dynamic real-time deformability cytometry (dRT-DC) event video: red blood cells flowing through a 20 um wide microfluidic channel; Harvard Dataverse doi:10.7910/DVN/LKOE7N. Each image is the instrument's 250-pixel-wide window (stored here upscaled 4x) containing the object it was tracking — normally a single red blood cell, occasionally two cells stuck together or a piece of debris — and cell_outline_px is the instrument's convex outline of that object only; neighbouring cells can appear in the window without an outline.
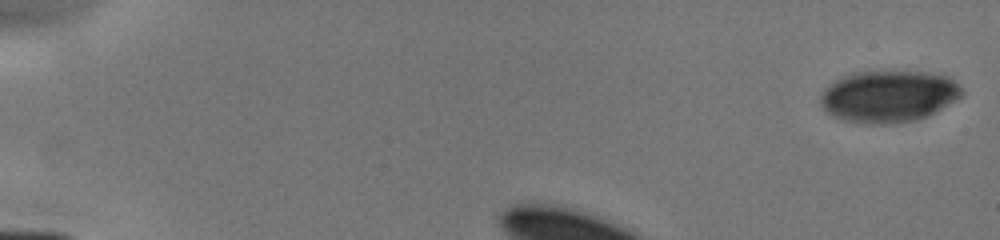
{"species": "human", "species_latin": "Homo sapiens", "temperature_condition": "cold", "stored_images_in_passage": 6, "camera_frame_rate_fps": 3000, "um_per_image_px": 0.085, "donor": {"sex": "male"}, "frame": {"image": 1, "passage_image": 1, "time_ms": 0.0, "image_size_px": [1000, 240], "cell_outline_px": [[964, 92], [956, 100], [928, 116], [916, 120], [892, 124], [864, 124], [840, 120], [824, 112], [820, 104], [820, 96], [824, 88], [836, 80], [844, 76], [856, 72], [932, 72], [948, 76], [960, 84]], "centroid_in_image_um": [75.52, 8.21], "position_along_channel_um": 9.5, "area_um2": 43.12}}